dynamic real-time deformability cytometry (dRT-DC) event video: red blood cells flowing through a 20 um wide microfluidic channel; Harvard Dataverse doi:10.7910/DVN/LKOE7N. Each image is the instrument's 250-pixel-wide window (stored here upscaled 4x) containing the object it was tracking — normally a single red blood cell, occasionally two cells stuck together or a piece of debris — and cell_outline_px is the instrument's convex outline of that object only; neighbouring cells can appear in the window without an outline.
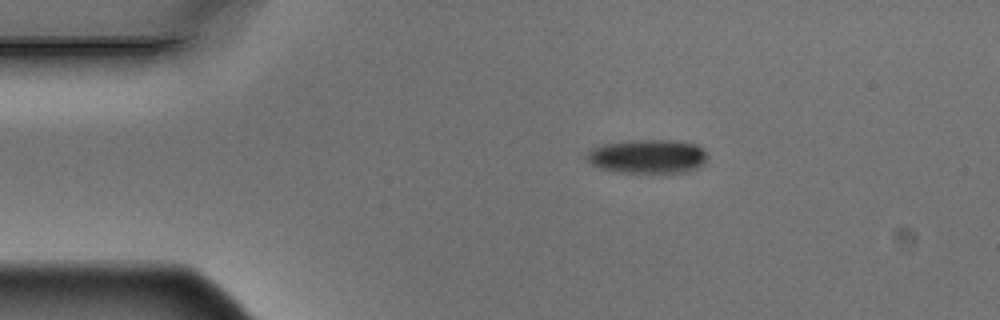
{"species": "Egyptian fruit bat (a non-hibernating species)", "species_latin": "Rousettus aegyptiacus", "temperature_condition": "warm", "stored_images_in_passage": 6, "camera_frame_rate_fps": 3000, "um_per_image_px": 0.085, "animal": {"sex": "male"}, "frame": {"image": 1, "passage_image": 1, "time_ms": 0.0, "image_size_px": [1000, 320], "cell_outline_px": [[708, 156], [704, 164], [688, 172], [620, 172], [600, 168], [592, 164], [588, 160], [588, 152], [592, 148], [600, 144], [636, 140], [680, 140], [696, 144]], "centroid_in_image_um": [55.08, 13.28], "position_along_channel_um": 29.9, "area_um2": 23.76}}
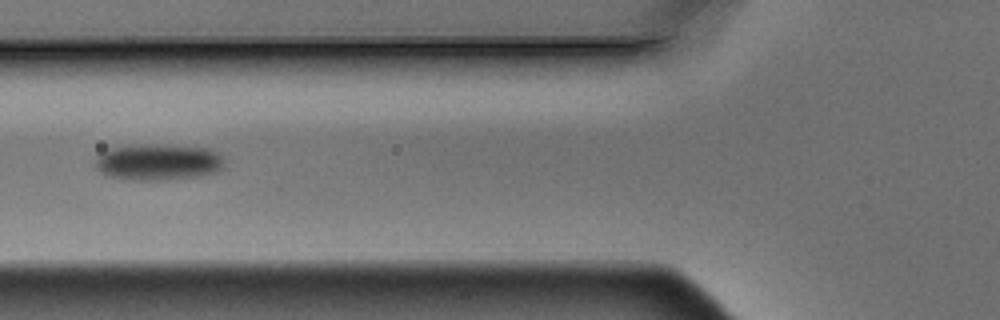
{"frame": {"image": 2, "passage_image": 4, "time_ms": 1.0, "image_size_px": [1000, 320], "cell_outline_px": [[224, 168], [216, 172], [200, 176], [168, 180], [124, 180], [104, 176], [96, 168], [96, 156], [100, 152], [108, 148], [148, 144], [160, 144], [208, 148], [216, 152], [224, 160]], "centroid_in_image_um": [13.41, 13.79], "position_along_channel_um": 112.4, "area_um2": 27.86}}
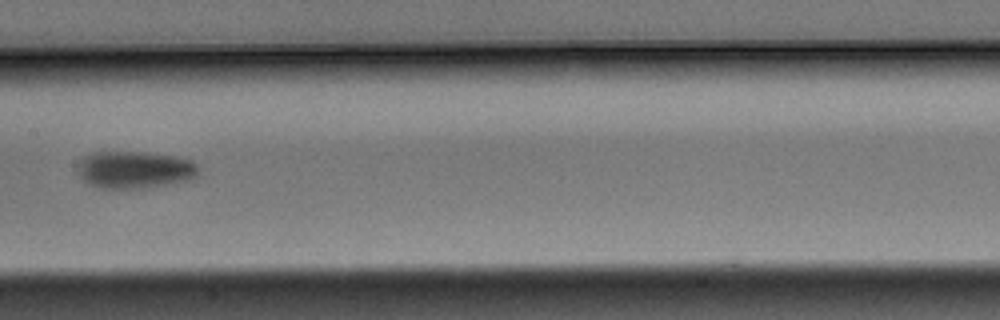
{"frame": {"image": 3, "passage_image": 6, "time_ms": 1.667, "image_size_px": [1000, 320], "cell_outline_px": [[200, 176], [196, 180], [144, 188], [100, 188], [88, 184], [80, 176], [80, 160], [84, 156], [92, 152], [144, 152], [176, 156], [192, 160], [200, 168]], "centroid_in_image_um": [11.56, 14.43], "position_along_channel_um": 195.8, "area_um2": 26.65}}